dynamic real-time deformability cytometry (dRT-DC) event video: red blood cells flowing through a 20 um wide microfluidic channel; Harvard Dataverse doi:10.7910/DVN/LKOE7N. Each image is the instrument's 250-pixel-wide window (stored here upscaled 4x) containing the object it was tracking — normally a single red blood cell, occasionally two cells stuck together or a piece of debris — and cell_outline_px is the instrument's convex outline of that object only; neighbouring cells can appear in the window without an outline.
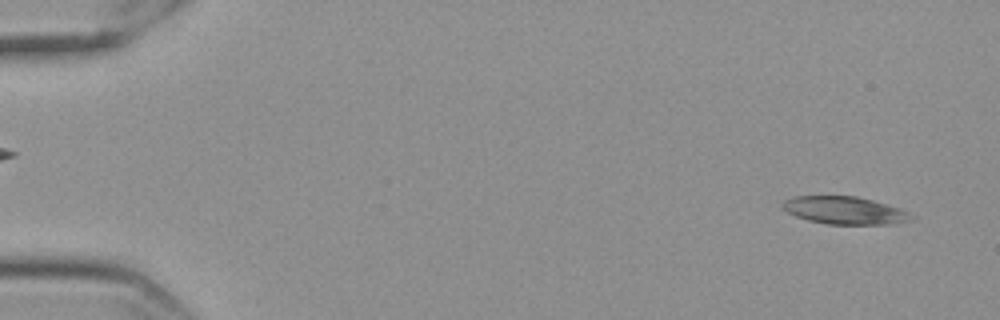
{"species": "Egyptian fruit bat (a non-hibernating species)", "species_latin": "Rousettus aegyptiacus", "temperature_condition": "cold", "stored_images_in_passage": 57, "camera_frame_rate_fps": 3000, "um_per_image_px": 0.085, "frame": {"image": 1, "passage_image": 3, "time_ms": 0.667, "image_size_px": [1000, 320], "cell_outline_px": [[916, 216], [912, 220], [888, 224], [828, 224], [808, 220], [796, 216], [788, 212], [780, 204], [784, 200], [792, 196], [856, 196], [872, 200], [900, 208]], "centroid_in_image_um": [71.8, 17.88], "position_along_channel_um": 13.2, "area_um2": 20.69}}
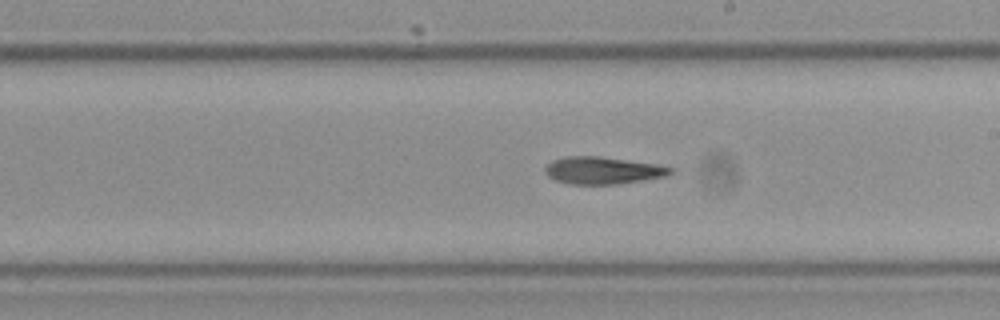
{"frame": {"image": 2, "passage_image": 33, "time_ms": 10.667, "image_size_px": [1000, 320], "cell_outline_px": [[676, 172], [668, 176], [620, 184], [568, 184], [556, 180], [548, 176], [544, 172], [544, 168], [552, 160], [568, 156], [596, 156], [656, 164], [672, 168]], "centroid_in_image_um": [51.25, 14.5], "position_along_channel_um": 237.7, "area_um2": 19.94}}
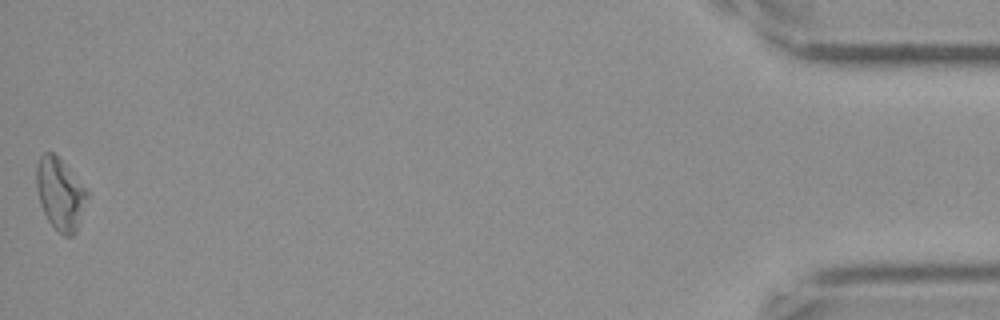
{"frame": {"image": 3, "passage_image": 57, "time_ms": 18.667, "image_size_px": [1000, 320], "cell_outline_px": [[88, 196], [76, 232], [72, 236], [64, 236], [48, 220], [40, 204], [36, 188], [36, 164], [40, 156], [44, 152], [52, 152], [64, 164], [88, 192]], "centroid_in_image_um": [5.08, 16.49], "position_along_channel_um": 430.1, "area_um2": 20.81}, "authors_computed_cell_mechanics": {"area_um2": 20.519, "velocity_mm_per_s": 3.5304, "shape_relaxation_time_tau1_ms": null, "shape_relaxation_time_tau2_ms": 3.9351, "deformation_change_tau1": null, "deformation_change_tau2": 0.134}}